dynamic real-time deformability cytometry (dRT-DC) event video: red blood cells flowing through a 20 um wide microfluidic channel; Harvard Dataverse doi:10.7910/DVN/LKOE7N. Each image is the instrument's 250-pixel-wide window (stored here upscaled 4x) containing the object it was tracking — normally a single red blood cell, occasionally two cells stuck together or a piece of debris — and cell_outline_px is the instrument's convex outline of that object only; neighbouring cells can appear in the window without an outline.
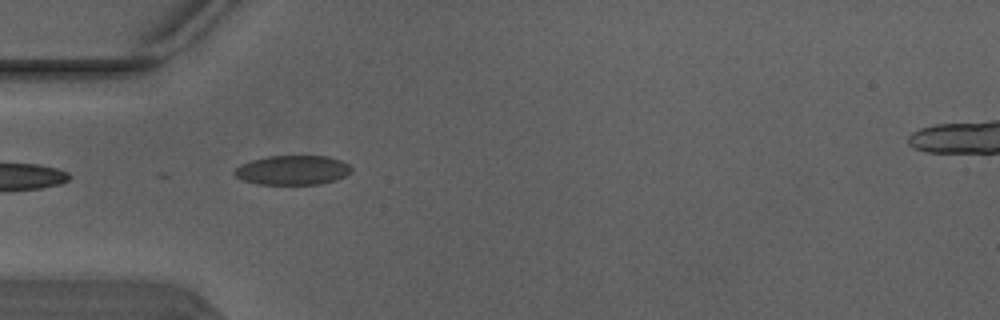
{"species": "Egyptian fruit bat (a non-hibernating species)", "species_latin": "Rousettus aegyptiacus", "temperature_condition": "warm", "stored_images_in_passage": 4, "camera_frame_rate_fps": 3000, "um_per_image_px": 0.085, "animal": {"sex": "male"}, "frame": {"image": 1, "passage_image": 4, "time_ms": 1.0, "image_size_px": [1000, 320], "cell_outline_px": [[352, 168], [344, 176], [336, 180], [320, 184], [256, 184], [244, 180], [236, 176], [232, 172], [240, 164], [252, 160], [268, 156], [328, 156], [340, 160], [348, 164]], "centroid_in_image_um": [24.85, 14.46], "position_along_channel_um": 60.2, "area_um2": 19.94}}